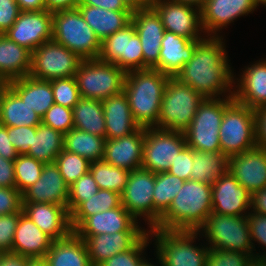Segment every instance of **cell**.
<instances>
[{"mask_svg": "<svg viewBox=\"0 0 266 266\" xmlns=\"http://www.w3.org/2000/svg\"><path fill=\"white\" fill-rule=\"evenodd\" d=\"M223 40L222 36L202 40L196 46L192 58L175 78L189 85L204 98L233 96L231 90L234 89L235 75L229 65L230 60Z\"/></svg>", "mask_w": 266, "mask_h": 266, "instance_id": "1", "label": "cell"}, {"mask_svg": "<svg viewBox=\"0 0 266 266\" xmlns=\"http://www.w3.org/2000/svg\"><path fill=\"white\" fill-rule=\"evenodd\" d=\"M211 195L212 185L185 181L153 229L197 232L212 212Z\"/></svg>", "mask_w": 266, "mask_h": 266, "instance_id": "2", "label": "cell"}, {"mask_svg": "<svg viewBox=\"0 0 266 266\" xmlns=\"http://www.w3.org/2000/svg\"><path fill=\"white\" fill-rule=\"evenodd\" d=\"M169 78L155 69L127 72L124 93L139 127L157 128L160 105Z\"/></svg>", "mask_w": 266, "mask_h": 266, "instance_id": "3", "label": "cell"}, {"mask_svg": "<svg viewBox=\"0 0 266 266\" xmlns=\"http://www.w3.org/2000/svg\"><path fill=\"white\" fill-rule=\"evenodd\" d=\"M52 39L81 59H97L101 42L78 8L52 12Z\"/></svg>", "mask_w": 266, "mask_h": 266, "instance_id": "4", "label": "cell"}, {"mask_svg": "<svg viewBox=\"0 0 266 266\" xmlns=\"http://www.w3.org/2000/svg\"><path fill=\"white\" fill-rule=\"evenodd\" d=\"M148 234L151 240L152 237L155 239V255L162 266H206L208 246L193 244L198 239V232L150 228Z\"/></svg>", "mask_w": 266, "mask_h": 266, "instance_id": "5", "label": "cell"}, {"mask_svg": "<svg viewBox=\"0 0 266 266\" xmlns=\"http://www.w3.org/2000/svg\"><path fill=\"white\" fill-rule=\"evenodd\" d=\"M204 99L189 85L170 77L161 101L157 128L184 133Z\"/></svg>", "mask_w": 266, "mask_h": 266, "instance_id": "6", "label": "cell"}, {"mask_svg": "<svg viewBox=\"0 0 266 266\" xmlns=\"http://www.w3.org/2000/svg\"><path fill=\"white\" fill-rule=\"evenodd\" d=\"M197 232L206 237L210 244L208 248L255 255L247 215L230 216L211 212Z\"/></svg>", "mask_w": 266, "mask_h": 266, "instance_id": "7", "label": "cell"}, {"mask_svg": "<svg viewBox=\"0 0 266 266\" xmlns=\"http://www.w3.org/2000/svg\"><path fill=\"white\" fill-rule=\"evenodd\" d=\"M219 138L221 152L227 157L255 148V110L233 99L224 109Z\"/></svg>", "mask_w": 266, "mask_h": 266, "instance_id": "8", "label": "cell"}, {"mask_svg": "<svg viewBox=\"0 0 266 266\" xmlns=\"http://www.w3.org/2000/svg\"><path fill=\"white\" fill-rule=\"evenodd\" d=\"M127 72L100 59L83 60L75 79L83 98L104 100L124 92Z\"/></svg>", "mask_w": 266, "mask_h": 266, "instance_id": "9", "label": "cell"}, {"mask_svg": "<svg viewBox=\"0 0 266 266\" xmlns=\"http://www.w3.org/2000/svg\"><path fill=\"white\" fill-rule=\"evenodd\" d=\"M233 99V96H229L203 100L189 128L184 132L188 147L195 151H221L219 129L224 109Z\"/></svg>", "mask_w": 266, "mask_h": 266, "instance_id": "10", "label": "cell"}, {"mask_svg": "<svg viewBox=\"0 0 266 266\" xmlns=\"http://www.w3.org/2000/svg\"><path fill=\"white\" fill-rule=\"evenodd\" d=\"M82 61L77 54L52 39L32 52L29 76L47 81L75 77Z\"/></svg>", "mask_w": 266, "mask_h": 266, "instance_id": "11", "label": "cell"}, {"mask_svg": "<svg viewBox=\"0 0 266 266\" xmlns=\"http://www.w3.org/2000/svg\"><path fill=\"white\" fill-rule=\"evenodd\" d=\"M183 132L145 128L141 168L153 173L167 172L178 153L186 146Z\"/></svg>", "mask_w": 266, "mask_h": 266, "instance_id": "12", "label": "cell"}, {"mask_svg": "<svg viewBox=\"0 0 266 266\" xmlns=\"http://www.w3.org/2000/svg\"><path fill=\"white\" fill-rule=\"evenodd\" d=\"M150 6L159 15L165 31L192 41L207 37L204 36L199 8L171 0H151Z\"/></svg>", "mask_w": 266, "mask_h": 266, "instance_id": "13", "label": "cell"}, {"mask_svg": "<svg viewBox=\"0 0 266 266\" xmlns=\"http://www.w3.org/2000/svg\"><path fill=\"white\" fill-rule=\"evenodd\" d=\"M154 185L155 173L140 168L130 171L127 185L121 194L123 207L136 220L143 217L149 228L154 227Z\"/></svg>", "mask_w": 266, "mask_h": 266, "instance_id": "14", "label": "cell"}, {"mask_svg": "<svg viewBox=\"0 0 266 266\" xmlns=\"http://www.w3.org/2000/svg\"><path fill=\"white\" fill-rule=\"evenodd\" d=\"M10 40L33 52L52 40V12L21 11L15 23L4 33Z\"/></svg>", "mask_w": 266, "mask_h": 266, "instance_id": "15", "label": "cell"}, {"mask_svg": "<svg viewBox=\"0 0 266 266\" xmlns=\"http://www.w3.org/2000/svg\"><path fill=\"white\" fill-rule=\"evenodd\" d=\"M259 5L260 0H206L200 9L205 36L219 37L218 31L238 17L253 13Z\"/></svg>", "mask_w": 266, "mask_h": 266, "instance_id": "16", "label": "cell"}, {"mask_svg": "<svg viewBox=\"0 0 266 266\" xmlns=\"http://www.w3.org/2000/svg\"><path fill=\"white\" fill-rule=\"evenodd\" d=\"M211 197L212 212L218 214L243 216L251 210L252 194L229 171L214 182Z\"/></svg>", "mask_w": 266, "mask_h": 266, "instance_id": "17", "label": "cell"}, {"mask_svg": "<svg viewBox=\"0 0 266 266\" xmlns=\"http://www.w3.org/2000/svg\"><path fill=\"white\" fill-rule=\"evenodd\" d=\"M131 22L142 44L144 70L153 69L159 62L161 41L165 32L161 19L150 6L134 11Z\"/></svg>", "mask_w": 266, "mask_h": 266, "instance_id": "18", "label": "cell"}, {"mask_svg": "<svg viewBox=\"0 0 266 266\" xmlns=\"http://www.w3.org/2000/svg\"><path fill=\"white\" fill-rule=\"evenodd\" d=\"M228 171L251 194L266 187V150L255 147L228 157Z\"/></svg>", "mask_w": 266, "mask_h": 266, "instance_id": "19", "label": "cell"}, {"mask_svg": "<svg viewBox=\"0 0 266 266\" xmlns=\"http://www.w3.org/2000/svg\"><path fill=\"white\" fill-rule=\"evenodd\" d=\"M23 202L51 203L67 207L69 186L55 163L44 165L40 178L23 193Z\"/></svg>", "mask_w": 266, "mask_h": 266, "instance_id": "20", "label": "cell"}, {"mask_svg": "<svg viewBox=\"0 0 266 266\" xmlns=\"http://www.w3.org/2000/svg\"><path fill=\"white\" fill-rule=\"evenodd\" d=\"M145 141V128L114 139H106L103 160L129 171L141 168Z\"/></svg>", "mask_w": 266, "mask_h": 266, "instance_id": "21", "label": "cell"}, {"mask_svg": "<svg viewBox=\"0 0 266 266\" xmlns=\"http://www.w3.org/2000/svg\"><path fill=\"white\" fill-rule=\"evenodd\" d=\"M22 210L54 241L64 239L73 232L67 207L51 203L23 202Z\"/></svg>", "mask_w": 266, "mask_h": 266, "instance_id": "22", "label": "cell"}, {"mask_svg": "<svg viewBox=\"0 0 266 266\" xmlns=\"http://www.w3.org/2000/svg\"><path fill=\"white\" fill-rule=\"evenodd\" d=\"M122 231H148L124 207H116L86 218L73 232L77 236L114 234Z\"/></svg>", "mask_w": 266, "mask_h": 266, "instance_id": "23", "label": "cell"}, {"mask_svg": "<svg viewBox=\"0 0 266 266\" xmlns=\"http://www.w3.org/2000/svg\"><path fill=\"white\" fill-rule=\"evenodd\" d=\"M255 62L234 77L233 90L234 99L253 110L266 107V58Z\"/></svg>", "mask_w": 266, "mask_h": 266, "instance_id": "24", "label": "cell"}, {"mask_svg": "<svg viewBox=\"0 0 266 266\" xmlns=\"http://www.w3.org/2000/svg\"><path fill=\"white\" fill-rule=\"evenodd\" d=\"M148 231H122L114 234L78 236L87 246L91 266H98L117 253L130 250Z\"/></svg>", "mask_w": 266, "mask_h": 266, "instance_id": "25", "label": "cell"}, {"mask_svg": "<svg viewBox=\"0 0 266 266\" xmlns=\"http://www.w3.org/2000/svg\"><path fill=\"white\" fill-rule=\"evenodd\" d=\"M54 240L24 213L16 226L12 253L27 259L45 258Z\"/></svg>", "mask_w": 266, "mask_h": 266, "instance_id": "26", "label": "cell"}, {"mask_svg": "<svg viewBox=\"0 0 266 266\" xmlns=\"http://www.w3.org/2000/svg\"><path fill=\"white\" fill-rule=\"evenodd\" d=\"M200 42L165 31L161 41L159 62L153 69L169 77H175L192 58L194 50Z\"/></svg>", "mask_w": 266, "mask_h": 266, "instance_id": "27", "label": "cell"}, {"mask_svg": "<svg viewBox=\"0 0 266 266\" xmlns=\"http://www.w3.org/2000/svg\"><path fill=\"white\" fill-rule=\"evenodd\" d=\"M106 139L129 135L140 127L135 122L129 101L124 92L102 100Z\"/></svg>", "mask_w": 266, "mask_h": 266, "instance_id": "28", "label": "cell"}, {"mask_svg": "<svg viewBox=\"0 0 266 266\" xmlns=\"http://www.w3.org/2000/svg\"><path fill=\"white\" fill-rule=\"evenodd\" d=\"M32 52L0 34V83L29 76Z\"/></svg>", "mask_w": 266, "mask_h": 266, "instance_id": "29", "label": "cell"}, {"mask_svg": "<svg viewBox=\"0 0 266 266\" xmlns=\"http://www.w3.org/2000/svg\"><path fill=\"white\" fill-rule=\"evenodd\" d=\"M6 84L41 118L55 103L50 81L25 76Z\"/></svg>", "mask_w": 266, "mask_h": 266, "instance_id": "30", "label": "cell"}, {"mask_svg": "<svg viewBox=\"0 0 266 266\" xmlns=\"http://www.w3.org/2000/svg\"><path fill=\"white\" fill-rule=\"evenodd\" d=\"M77 8L100 42L125 28L132 20V11H113L90 5H78Z\"/></svg>", "mask_w": 266, "mask_h": 266, "instance_id": "31", "label": "cell"}, {"mask_svg": "<svg viewBox=\"0 0 266 266\" xmlns=\"http://www.w3.org/2000/svg\"><path fill=\"white\" fill-rule=\"evenodd\" d=\"M0 123L6 127L38 126L41 117L7 84H1Z\"/></svg>", "mask_w": 266, "mask_h": 266, "instance_id": "32", "label": "cell"}, {"mask_svg": "<svg viewBox=\"0 0 266 266\" xmlns=\"http://www.w3.org/2000/svg\"><path fill=\"white\" fill-rule=\"evenodd\" d=\"M45 259L48 266H91L86 243L74 232L53 241Z\"/></svg>", "mask_w": 266, "mask_h": 266, "instance_id": "33", "label": "cell"}, {"mask_svg": "<svg viewBox=\"0 0 266 266\" xmlns=\"http://www.w3.org/2000/svg\"><path fill=\"white\" fill-rule=\"evenodd\" d=\"M72 110L73 128L105 137V117L101 100L81 97Z\"/></svg>", "mask_w": 266, "mask_h": 266, "instance_id": "34", "label": "cell"}, {"mask_svg": "<svg viewBox=\"0 0 266 266\" xmlns=\"http://www.w3.org/2000/svg\"><path fill=\"white\" fill-rule=\"evenodd\" d=\"M190 180L213 185L228 171V157L221 151L204 152L193 150V166Z\"/></svg>", "mask_w": 266, "mask_h": 266, "instance_id": "35", "label": "cell"}, {"mask_svg": "<svg viewBox=\"0 0 266 266\" xmlns=\"http://www.w3.org/2000/svg\"><path fill=\"white\" fill-rule=\"evenodd\" d=\"M63 149L64 135L41 122L36 128L32 145L29 146V152L26 155L45 164L54 163Z\"/></svg>", "mask_w": 266, "mask_h": 266, "instance_id": "36", "label": "cell"}, {"mask_svg": "<svg viewBox=\"0 0 266 266\" xmlns=\"http://www.w3.org/2000/svg\"><path fill=\"white\" fill-rule=\"evenodd\" d=\"M106 138L72 128L64 135V150L89 162L103 160Z\"/></svg>", "mask_w": 266, "mask_h": 266, "instance_id": "37", "label": "cell"}, {"mask_svg": "<svg viewBox=\"0 0 266 266\" xmlns=\"http://www.w3.org/2000/svg\"><path fill=\"white\" fill-rule=\"evenodd\" d=\"M121 205L120 194L111 190L99 189L94 196L87 198L70 214L72 230L74 231L89 216Z\"/></svg>", "mask_w": 266, "mask_h": 266, "instance_id": "38", "label": "cell"}, {"mask_svg": "<svg viewBox=\"0 0 266 266\" xmlns=\"http://www.w3.org/2000/svg\"><path fill=\"white\" fill-rule=\"evenodd\" d=\"M185 181L169 172L155 174L153 192L154 226L159 222L161 215L169 208Z\"/></svg>", "mask_w": 266, "mask_h": 266, "instance_id": "39", "label": "cell"}, {"mask_svg": "<svg viewBox=\"0 0 266 266\" xmlns=\"http://www.w3.org/2000/svg\"><path fill=\"white\" fill-rule=\"evenodd\" d=\"M89 171L99 189L111 190L120 195L127 185L130 174L129 170L112 166L104 160L90 162Z\"/></svg>", "mask_w": 266, "mask_h": 266, "instance_id": "40", "label": "cell"}, {"mask_svg": "<svg viewBox=\"0 0 266 266\" xmlns=\"http://www.w3.org/2000/svg\"><path fill=\"white\" fill-rule=\"evenodd\" d=\"M135 33V26L131 22L125 28L105 38L101 42L98 59L106 63L116 64L120 69L125 70L127 36H133Z\"/></svg>", "mask_w": 266, "mask_h": 266, "instance_id": "41", "label": "cell"}, {"mask_svg": "<svg viewBox=\"0 0 266 266\" xmlns=\"http://www.w3.org/2000/svg\"><path fill=\"white\" fill-rule=\"evenodd\" d=\"M45 163L28 155H18L14 160L15 183L23 193L40 178Z\"/></svg>", "mask_w": 266, "mask_h": 266, "instance_id": "42", "label": "cell"}, {"mask_svg": "<svg viewBox=\"0 0 266 266\" xmlns=\"http://www.w3.org/2000/svg\"><path fill=\"white\" fill-rule=\"evenodd\" d=\"M54 163L59 168V171L68 186L72 185L82 175L86 174L89 171L90 166V162L86 158H83L76 153L67 152L64 149L57 156Z\"/></svg>", "mask_w": 266, "mask_h": 266, "instance_id": "43", "label": "cell"}, {"mask_svg": "<svg viewBox=\"0 0 266 266\" xmlns=\"http://www.w3.org/2000/svg\"><path fill=\"white\" fill-rule=\"evenodd\" d=\"M99 188L90 171L82 175L69 186V198L67 209L71 214L82 202L91 198L98 192Z\"/></svg>", "mask_w": 266, "mask_h": 266, "instance_id": "44", "label": "cell"}, {"mask_svg": "<svg viewBox=\"0 0 266 266\" xmlns=\"http://www.w3.org/2000/svg\"><path fill=\"white\" fill-rule=\"evenodd\" d=\"M150 240L147 232L130 250L117 253L98 266H141L146 260L144 255L149 243H151Z\"/></svg>", "mask_w": 266, "mask_h": 266, "instance_id": "45", "label": "cell"}, {"mask_svg": "<svg viewBox=\"0 0 266 266\" xmlns=\"http://www.w3.org/2000/svg\"><path fill=\"white\" fill-rule=\"evenodd\" d=\"M55 104L73 109L81 98L75 77L50 80Z\"/></svg>", "mask_w": 266, "mask_h": 266, "instance_id": "46", "label": "cell"}, {"mask_svg": "<svg viewBox=\"0 0 266 266\" xmlns=\"http://www.w3.org/2000/svg\"><path fill=\"white\" fill-rule=\"evenodd\" d=\"M255 255L209 248L206 266H251Z\"/></svg>", "mask_w": 266, "mask_h": 266, "instance_id": "47", "label": "cell"}, {"mask_svg": "<svg viewBox=\"0 0 266 266\" xmlns=\"http://www.w3.org/2000/svg\"><path fill=\"white\" fill-rule=\"evenodd\" d=\"M41 122L65 135L74 127L73 110L54 103L41 118Z\"/></svg>", "mask_w": 266, "mask_h": 266, "instance_id": "48", "label": "cell"}, {"mask_svg": "<svg viewBox=\"0 0 266 266\" xmlns=\"http://www.w3.org/2000/svg\"><path fill=\"white\" fill-rule=\"evenodd\" d=\"M247 221L254 251H256L254 242H257L259 245L263 246V250L266 249V214H257L250 210L247 215ZM259 254L261 253L255 252L256 261H259L262 257L266 256L265 251L263 254Z\"/></svg>", "mask_w": 266, "mask_h": 266, "instance_id": "49", "label": "cell"}, {"mask_svg": "<svg viewBox=\"0 0 266 266\" xmlns=\"http://www.w3.org/2000/svg\"><path fill=\"white\" fill-rule=\"evenodd\" d=\"M23 210L14 214L0 215V253H12L14 234Z\"/></svg>", "mask_w": 266, "mask_h": 266, "instance_id": "50", "label": "cell"}, {"mask_svg": "<svg viewBox=\"0 0 266 266\" xmlns=\"http://www.w3.org/2000/svg\"><path fill=\"white\" fill-rule=\"evenodd\" d=\"M37 126L7 127L8 137L18 155H25L32 145L33 135L36 134Z\"/></svg>", "mask_w": 266, "mask_h": 266, "instance_id": "51", "label": "cell"}, {"mask_svg": "<svg viewBox=\"0 0 266 266\" xmlns=\"http://www.w3.org/2000/svg\"><path fill=\"white\" fill-rule=\"evenodd\" d=\"M144 70L142 44L139 35L127 36L125 71Z\"/></svg>", "mask_w": 266, "mask_h": 266, "instance_id": "52", "label": "cell"}, {"mask_svg": "<svg viewBox=\"0 0 266 266\" xmlns=\"http://www.w3.org/2000/svg\"><path fill=\"white\" fill-rule=\"evenodd\" d=\"M23 196L16 187H0V215L22 211Z\"/></svg>", "mask_w": 266, "mask_h": 266, "instance_id": "53", "label": "cell"}, {"mask_svg": "<svg viewBox=\"0 0 266 266\" xmlns=\"http://www.w3.org/2000/svg\"><path fill=\"white\" fill-rule=\"evenodd\" d=\"M193 166V149L187 145L178 153L176 159L172 162L169 172L172 175L183 179L190 180L191 169Z\"/></svg>", "mask_w": 266, "mask_h": 266, "instance_id": "54", "label": "cell"}, {"mask_svg": "<svg viewBox=\"0 0 266 266\" xmlns=\"http://www.w3.org/2000/svg\"><path fill=\"white\" fill-rule=\"evenodd\" d=\"M20 12L16 0H0V34L10 29Z\"/></svg>", "mask_w": 266, "mask_h": 266, "instance_id": "55", "label": "cell"}, {"mask_svg": "<svg viewBox=\"0 0 266 266\" xmlns=\"http://www.w3.org/2000/svg\"><path fill=\"white\" fill-rule=\"evenodd\" d=\"M256 147L266 150V107L255 110Z\"/></svg>", "mask_w": 266, "mask_h": 266, "instance_id": "56", "label": "cell"}, {"mask_svg": "<svg viewBox=\"0 0 266 266\" xmlns=\"http://www.w3.org/2000/svg\"><path fill=\"white\" fill-rule=\"evenodd\" d=\"M0 187H16L14 161L0 156Z\"/></svg>", "mask_w": 266, "mask_h": 266, "instance_id": "57", "label": "cell"}, {"mask_svg": "<svg viewBox=\"0 0 266 266\" xmlns=\"http://www.w3.org/2000/svg\"><path fill=\"white\" fill-rule=\"evenodd\" d=\"M0 156L6 160L14 161L18 153L8 137L7 127L0 123Z\"/></svg>", "mask_w": 266, "mask_h": 266, "instance_id": "58", "label": "cell"}, {"mask_svg": "<svg viewBox=\"0 0 266 266\" xmlns=\"http://www.w3.org/2000/svg\"><path fill=\"white\" fill-rule=\"evenodd\" d=\"M79 5H90L113 11H131L122 0H81Z\"/></svg>", "mask_w": 266, "mask_h": 266, "instance_id": "59", "label": "cell"}, {"mask_svg": "<svg viewBox=\"0 0 266 266\" xmlns=\"http://www.w3.org/2000/svg\"><path fill=\"white\" fill-rule=\"evenodd\" d=\"M80 2L81 0H45V9L50 12L74 9Z\"/></svg>", "mask_w": 266, "mask_h": 266, "instance_id": "60", "label": "cell"}, {"mask_svg": "<svg viewBox=\"0 0 266 266\" xmlns=\"http://www.w3.org/2000/svg\"><path fill=\"white\" fill-rule=\"evenodd\" d=\"M251 211L257 214H266V187L252 194Z\"/></svg>", "mask_w": 266, "mask_h": 266, "instance_id": "61", "label": "cell"}, {"mask_svg": "<svg viewBox=\"0 0 266 266\" xmlns=\"http://www.w3.org/2000/svg\"><path fill=\"white\" fill-rule=\"evenodd\" d=\"M27 258L13 253H2L0 266H26Z\"/></svg>", "mask_w": 266, "mask_h": 266, "instance_id": "62", "label": "cell"}, {"mask_svg": "<svg viewBox=\"0 0 266 266\" xmlns=\"http://www.w3.org/2000/svg\"><path fill=\"white\" fill-rule=\"evenodd\" d=\"M20 11L45 10V0H16Z\"/></svg>", "mask_w": 266, "mask_h": 266, "instance_id": "63", "label": "cell"}, {"mask_svg": "<svg viewBox=\"0 0 266 266\" xmlns=\"http://www.w3.org/2000/svg\"><path fill=\"white\" fill-rule=\"evenodd\" d=\"M125 6L132 12L150 7L151 0H122Z\"/></svg>", "mask_w": 266, "mask_h": 266, "instance_id": "64", "label": "cell"}, {"mask_svg": "<svg viewBox=\"0 0 266 266\" xmlns=\"http://www.w3.org/2000/svg\"><path fill=\"white\" fill-rule=\"evenodd\" d=\"M26 266H48L45 258H33L27 259Z\"/></svg>", "mask_w": 266, "mask_h": 266, "instance_id": "65", "label": "cell"}, {"mask_svg": "<svg viewBox=\"0 0 266 266\" xmlns=\"http://www.w3.org/2000/svg\"><path fill=\"white\" fill-rule=\"evenodd\" d=\"M171 1L180 2L183 4H189L201 9L206 0H171Z\"/></svg>", "mask_w": 266, "mask_h": 266, "instance_id": "66", "label": "cell"}, {"mask_svg": "<svg viewBox=\"0 0 266 266\" xmlns=\"http://www.w3.org/2000/svg\"><path fill=\"white\" fill-rule=\"evenodd\" d=\"M157 263H159L160 264V266H162V264H161V261L158 259V262ZM141 266H156V264L154 265V264H152L151 262H148L147 261V259L142 263V265ZM159 266V265H158Z\"/></svg>", "mask_w": 266, "mask_h": 266, "instance_id": "67", "label": "cell"}, {"mask_svg": "<svg viewBox=\"0 0 266 266\" xmlns=\"http://www.w3.org/2000/svg\"><path fill=\"white\" fill-rule=\"evenodd\" d=\"M259 261L261 262V264L263 266H266V256L265 257H262Z\"/></svg>", "mask_w": 266, "mask_h": 266, "instance_id": "68", "label": "cell"}, {"mask_svg": "<svg viewBox=\"0 0 266 266\" xmlns=\"http://www.w3.org/2000/svg\"><path fill=\"white\" fill-rule=\"evenodd\" d=\"M251 266H263L260 261H254Z\"/></svg>", "mask_w": 266, "mask_h": 266, "instance_id": "69", "label": "cell"}, {"mask_svg": "<svg viewBox=\"0 0 266 266\" xmlns=\"http://www.w3.org/2000/svg\"><path fill=\"white\" fill-rule=\"evenodd\" d=\"M262 5H265L266 6V0H260Z\"/></svg>", "mask_w": 266, "mask_h": 266, "instance_id": "70", "label": "cell"}]
</instances>
